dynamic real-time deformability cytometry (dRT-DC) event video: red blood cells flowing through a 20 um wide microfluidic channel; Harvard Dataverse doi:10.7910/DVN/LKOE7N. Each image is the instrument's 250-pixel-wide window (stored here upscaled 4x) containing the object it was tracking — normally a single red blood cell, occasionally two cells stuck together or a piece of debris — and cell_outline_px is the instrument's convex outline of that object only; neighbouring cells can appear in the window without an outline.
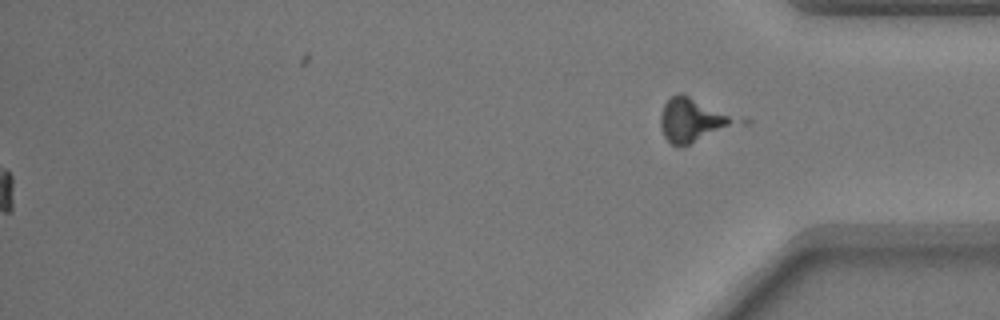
{"species": "common noctule bat (a hibernating species)", "species_latin": "Nyctalus noctula", "temperature_condition": "warm", "stored_images_in_passage": 52, "segment_of_instrument_passage": [2, 2], "camera_frame_rate_fps": 3000, "um_per_image_px": 0.085, "animal": {"sex": "male", "body_mass_g": 17.9}, "frame": {"image": 1, "passage_image": 52, "time_ms": 17.0, "image_size_px": [1000, 320], "cell_outline_px": [[752, 120], [748, 124], [680, 148], [672, 144], [664, 136], [660, 124], [660, 116], [664, 104], [672, 96], [680, 92], [684, 92]], "centroid_in_image_um": [59.15, 10.2], "position_along_channel_um": 376.1, "area_um2": 21.5}}